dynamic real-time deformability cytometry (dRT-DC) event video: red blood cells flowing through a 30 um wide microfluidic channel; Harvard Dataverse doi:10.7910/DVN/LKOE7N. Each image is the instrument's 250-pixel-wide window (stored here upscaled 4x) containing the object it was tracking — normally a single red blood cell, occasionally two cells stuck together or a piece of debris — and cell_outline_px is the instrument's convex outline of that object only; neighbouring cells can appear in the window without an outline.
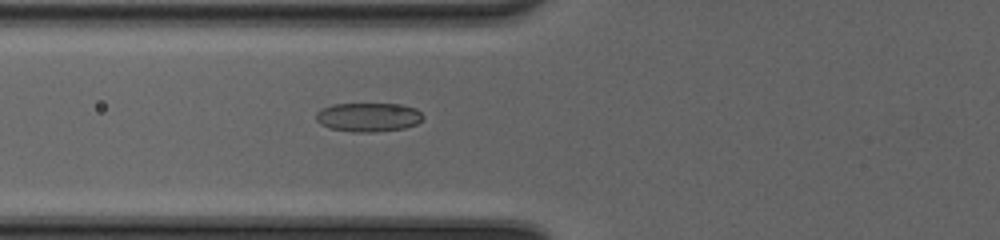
{"species": "common noctule bat (a hibernating species)", "species_latin": "Nyctalus noctula", "temperature_condition": "cold", "stored_images_in_passage": 52, "camera_frame_rate_fps": 3000, "um_per_image_px": 0.085, "animal": {"sex": "female", "body_mass_g": 20.0, "forearm_length_mm": 54.0}, "frame": {"image": 1, "passage_image": 23, "time_ms": 7.333, "image_size_px": [1000, 240], "cell_outline_px": [[424, 116], [416, 124], [404, 128], [372, 132], [352, 132], [328, 128], [320, 124], [316, 120], [316, 112], [332, 104], [404, 104], [416, 108]], "centroid_in_image_um": [31.3, 9.96], "position_along_channel_um": 94.5, "area_um2": 18.09}}
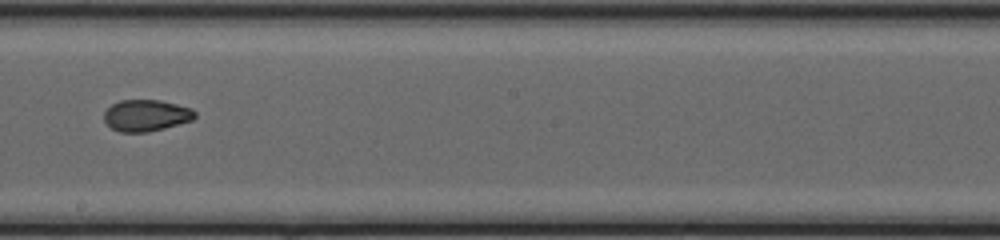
{"frame": {"image": 2, "passage_image": 33, "time_ms": 10.667, "image_size_px": [1000, 240], "cell_outline_px": [[196, 116], [192, 120], [164, 128], [148, 132], [120, 132], [112, 128], [104, 120], [104, 112], [112, 104], [120, 100], [160, 100], [192, 108], [196, 112]], "centroid_in_image_um": [12.43, 9.81], "position_along_channel_um": 235.8, "area_um2": 16.65}}
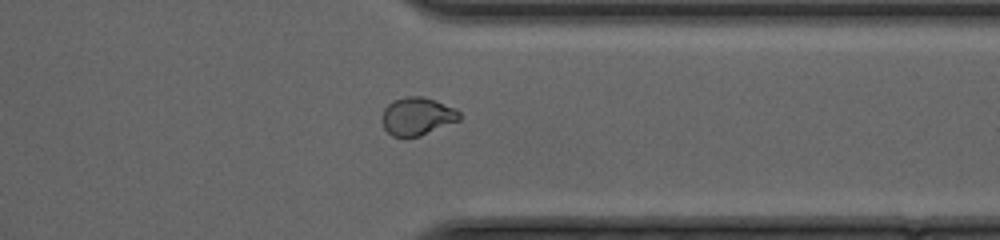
{"frame": {"image": 3, "passage_image": 43, "time_ms": 14.0, "image_size_px": [1000, 240], "cell_outline_px": [[460, 120], [420, 136], [392, 136], [384, 128], [380, 120], [380, 116], [384, 108], [392, 100], [404, 96], [420, 96], [436, 100], [456, 108], [460, 112]], "centroid_in_image_um": [35.44, 9.86], "position_along_channel_um": 376.0, "area_um2": 17.34}, "authors_computed_cell_mechanics": {"area_um2": 17.6868, "velocity_mm_per_s": 4.2135, "shape_relaxation_time_tau1_ms": 7.025, "shape_relaxation_time_tau2_ms": 1.8579, "deformation_change_tau1": 0.1755, "deformation_change_tau2": 0.0502}}